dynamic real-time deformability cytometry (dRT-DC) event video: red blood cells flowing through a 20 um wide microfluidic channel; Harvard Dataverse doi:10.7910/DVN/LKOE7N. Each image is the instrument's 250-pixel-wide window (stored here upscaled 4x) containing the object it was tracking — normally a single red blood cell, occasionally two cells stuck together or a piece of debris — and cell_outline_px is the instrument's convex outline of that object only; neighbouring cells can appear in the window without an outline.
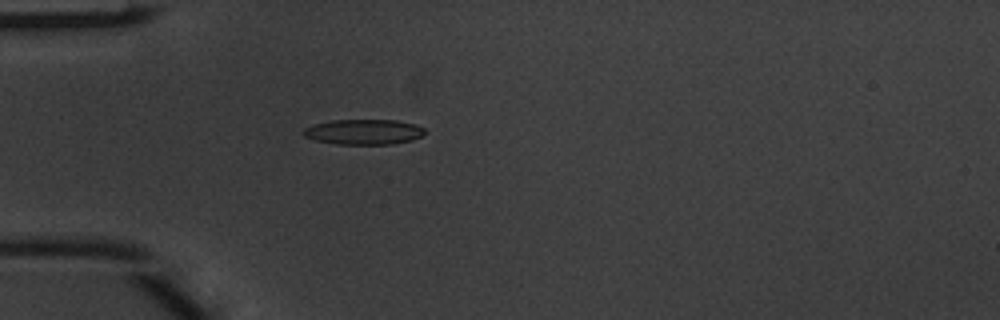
{"species": "common noctule bat (a hibernating species)", "species_latin": "Nyctalus noctula", "temperature_condition": "warm", "stored_images_in_passage": 3, "camera_frame_rate_fps": 3000, "um_per_image_px": 0.085, "animal": {"sex": "male", "body_mass_g": 20.1, "forearm_length_mm": 53.5}, "frame": {"image": 1, "passage_image": 3, "time_ms": 0.667, "image_size_px": [1000, 320], "cell_outline_px": [[424, 132], [420, 136], [412, 140], [392, 144], [336, 144], [316, 140], [304, 136], [300, 132], [304, 128], [316, 124], [332, 120], [396, 120], [416, 124], [424, 128]], "centroid_in_image_um": [30.9, 11.21], "position_along_channel_um": 54.1, "area_um2": 17.8}}